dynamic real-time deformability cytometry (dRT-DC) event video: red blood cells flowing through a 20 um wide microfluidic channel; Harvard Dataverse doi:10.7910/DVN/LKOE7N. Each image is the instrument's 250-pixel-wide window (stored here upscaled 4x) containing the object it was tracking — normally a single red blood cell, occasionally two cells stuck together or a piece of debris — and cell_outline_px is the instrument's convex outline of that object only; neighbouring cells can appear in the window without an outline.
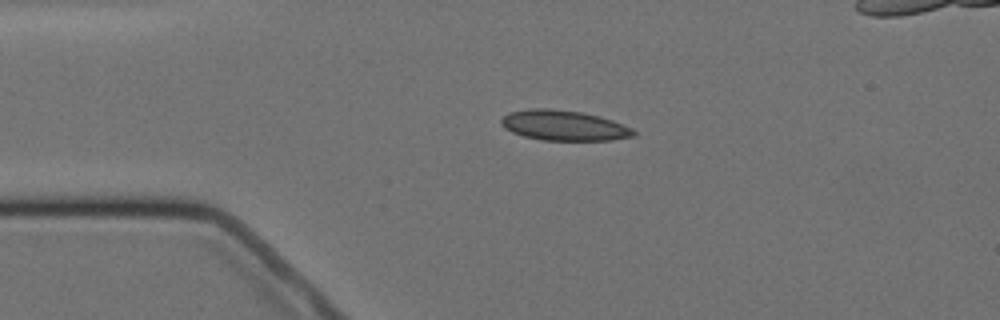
{"species": "Egyptian fruit bat (a non-hibernating species)", "species_latin": "Rousettus aegyptiacus", "temperature_condition": "cold", "stored_images_in_passage": 3, "camera_frame_rate_fps": 3000, "um_per_image_px": 0.085, "animal": {"sex": "female"}, "frame": {"image": 1, "passage_image": 2, "time_ms": 2.333, "image_size_px": [1000, 320], "cell_outline_px": [[636, 136], [612, 140], [544, 140], [524, 136], [512, 132], [504, 128], [500, 124], [500, 120], [508, 112], [532, 108], [548, 108], [580, 112], [600, 116], [612, 120], [632, 128], [636, 132]], "centroid_in_image_um": [47.93, 10.66], "position_along_channel_um": 37.1, "area_um2": 23.35}}